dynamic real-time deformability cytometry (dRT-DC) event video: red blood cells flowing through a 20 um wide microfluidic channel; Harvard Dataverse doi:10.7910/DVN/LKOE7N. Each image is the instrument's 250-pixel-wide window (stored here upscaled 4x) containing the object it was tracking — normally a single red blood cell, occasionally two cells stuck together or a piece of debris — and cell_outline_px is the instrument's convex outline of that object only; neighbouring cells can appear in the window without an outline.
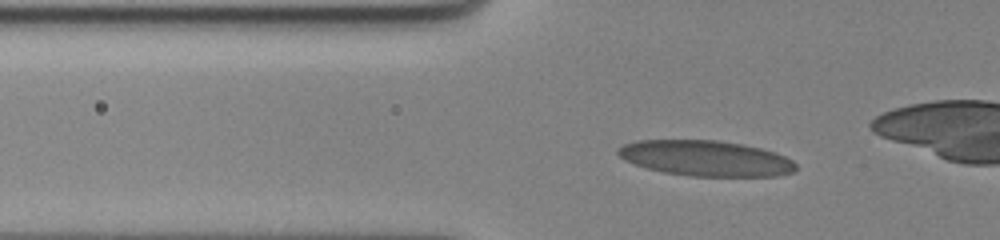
{"species": "human", "species_latin": "Homo sapiens", "temperature_condition": "cold", "stored_images_in_passage": 49, "camera_frame_rate_fps": 3000, "um_per_image_px": 0.085, "donor": {"sex": "female"}, "frame": {"image": 1, "passage_image": 15, "time_ms": 4.667, "image_size_px": [1000, 240], "cell_outline_px": [[796, 168], [792, 172], [776, 176], [688, 176], [664, 172], [648, 168], [624, 160], [616, 152], [616, 148], [624, 144], [636, 140], [716, 140], [744, 144], [776, 152], [792, 160], [796, 164]], "centroid_in_image_um": [59.98, 13.45], "position_along_channel_um": 65.8, "area_um2": 36.88}}
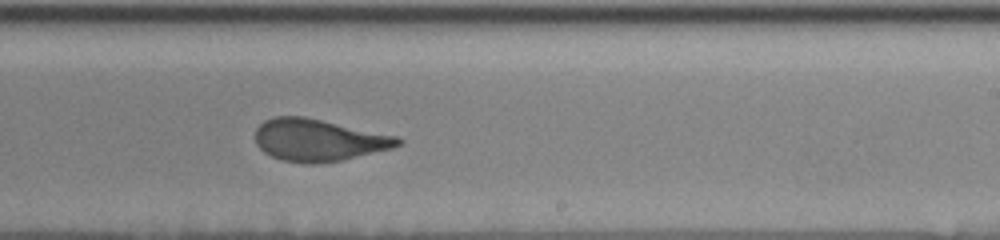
{"frame": {"image": 2, "passage_image": 33, "time_ms": 10.667, "image_size_px": [1000, 240], "cell_outline_px": [[404, 140], [400, 144], [392, 148], [340, 160], [312, 164], [308, 164], [280, 160], [264, 152], [256, 144], [256, 128], [264, 120], [272, 116], [304, 116], [396, 136]], "centroid_in_image_um": [27.03, 11.9], "position_along_channel_um": 262.0, "area_um2": 34.74}}
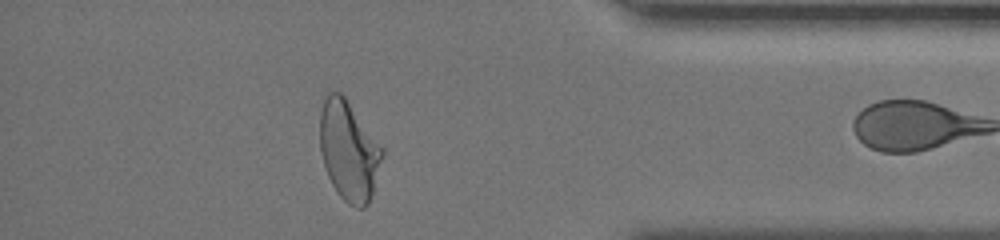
{"frame": {"image": 3, "passage_image": 47, "time_ms": 15.333, "image_size_px": [1000, 240], "cell_outline_px": [[384, 152], [372, 192], [368, 204], [364, 208], [356, 208], [348, 204], [336, 192], [328, 176], [320, 152], [320, 112], [324, 96], [328, 92], [340, 92], [344, 96], [384, 148]], "centroid_in_image_um": [29.63, 12.8], "position_along_channel_um": 405.6, "area_um2": 36.13}}